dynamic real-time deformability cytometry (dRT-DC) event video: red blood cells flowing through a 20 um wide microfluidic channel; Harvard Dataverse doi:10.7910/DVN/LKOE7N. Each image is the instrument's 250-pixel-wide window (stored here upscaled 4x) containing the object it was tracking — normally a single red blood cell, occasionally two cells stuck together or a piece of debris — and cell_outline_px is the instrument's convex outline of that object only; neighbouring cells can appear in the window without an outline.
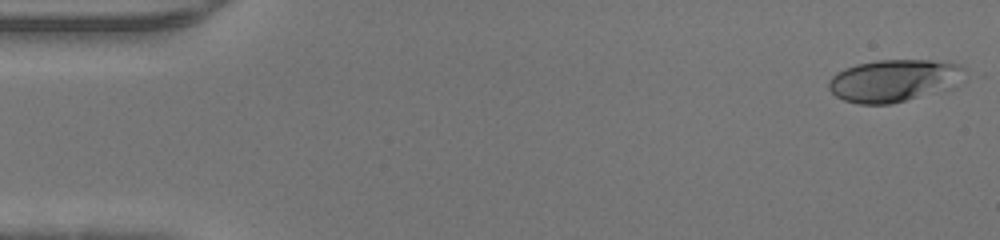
{"species": "human", "species_latin": "Homo sapiens", "temperature_condition": "warm", "stored_images_in_passage": 46, "camera_frame_rate_fps": 3000, "um_per_image_px": 0.085, "donor": {"sex": "male"}, "frame": {"image": 1, "passage_image": 1, "time_ms": 0.0, "image_size_px": [1000, 240], "cell_outline_px": [[964, 68], [956, 88], [892, 104], [860, 104], [844, 100], [836, 96], [828, 88], [828, 80], [836, 72], [844, 68], [856, 64], [876, 60], [948, 60], [960, 64]], "centroid_in_image_um": [76.01, 6.84], "position_along_channel_um": 9.0, "area_um2": 34.1}}
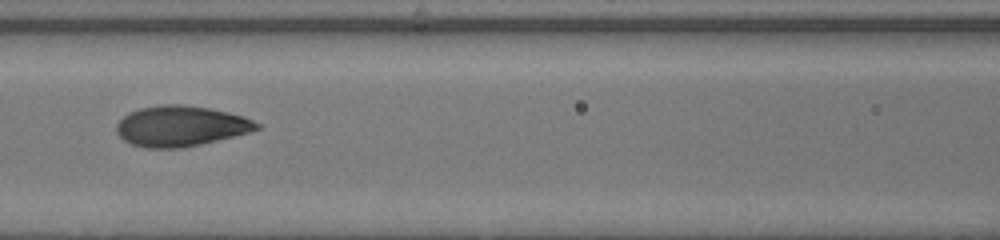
{"frame": {"image": 2, "passage_image": 20, "time_ms": 6.333, "image_size_px": [1000, 240], "cell_outline_px": [[260, 128], [248, 132], [200, 144], [180, 148], [144, 148], [132, 144], [124, 140], [116, 132], [116, 124], [128, 112], [140, 108], [160, 104], [180, 104], [208, 108], [228, 112], [244, 116], [260, 124]], "centroid_in_image_um": [15.32, 10.71], "position_along_channel_um": 151.3, "area_um2": 32.95}}
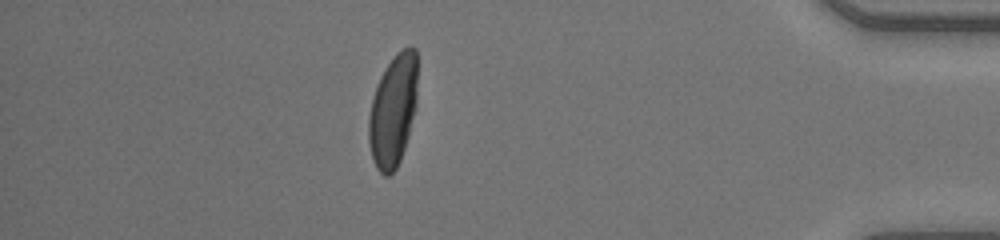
{"frame": {"image": 3, "passage_image": 40, "time_ms": 13.0, "image_size_px": [1000, 240], "cell_outline_px": [[416, 100], [408, 136], [400, 160], [396, 168], [388, 176], [384, 176], [376, 168], [372, 160], [368, 140], [368, 116], [372, 100], [380, 76], [396, 52], [404, 48], [416, 48]], "centroid_in_image_um": [33.38, 9.43], "position_along_channel_um": 401.8, "area_um2": 31.5}}